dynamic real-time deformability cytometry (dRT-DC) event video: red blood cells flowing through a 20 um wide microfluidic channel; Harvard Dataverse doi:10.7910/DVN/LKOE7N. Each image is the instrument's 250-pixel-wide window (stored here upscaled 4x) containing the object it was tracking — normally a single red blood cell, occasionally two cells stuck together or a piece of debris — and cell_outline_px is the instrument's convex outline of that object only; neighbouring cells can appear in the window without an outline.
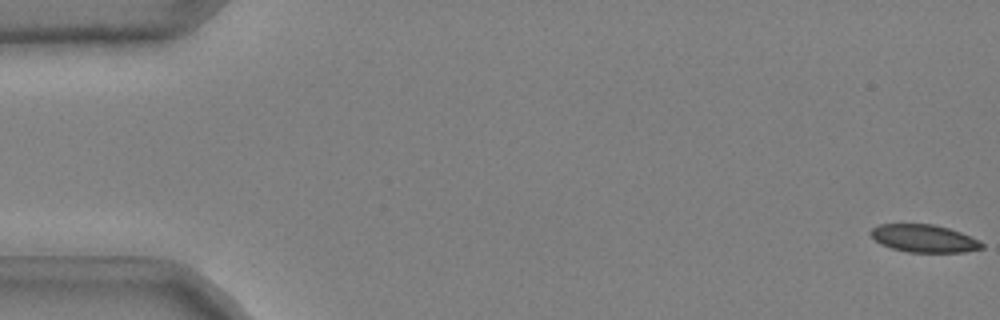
{"species": "common noctule bat (a hibernating species)", "species_latin": "Nyctalus noctula", "temperature_condition": "cold", "stored_images_in_passage": 52, "camera_frame_rate_fps": 3000, "um_per_image_px": 0.085, "animal": {"sex": "male", "body_mass_g": 20.4}, "frame": {"image": 1, "passage_image": 1, "time_ms": 0.0, "image_size_px": [1000, 320], "cell_outline_px": [[984, 248], [964, 252], [908, 252], [892, 248], [880, 244], [868, 232], [872, 228], [880, 224], [932, 224], [948, 228], [960, 232], [980, 240], [984, 244]], "centroid_in_image_um": [78.55, 20.27], "position_along_channel_um": 6.4, "area_um2": 17.92}}
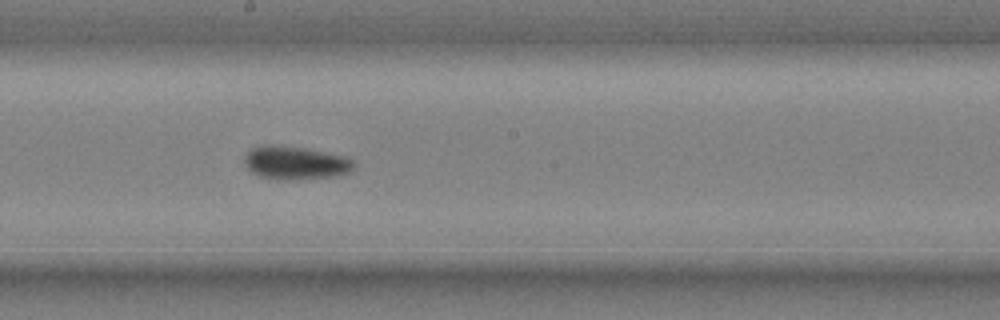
{"frame": {"image": 2, "passage_image": 30, "time_ms": 9.667, "image_size_px": [1000, 320], "cell_outline_px": [[356, 168], [352, 172], [336, 176], [296, 180], [276, 180], [260, 176], [252, 172], [244, 164], [244, 156], [252, 148], [260, 144], [272, 144], [308, 148], [348, 156], [356, 164]], "centroid_in_image_um": [25.15, 13.83], "position_along_channel_um": 223.0, "area_um2": 21.96}}
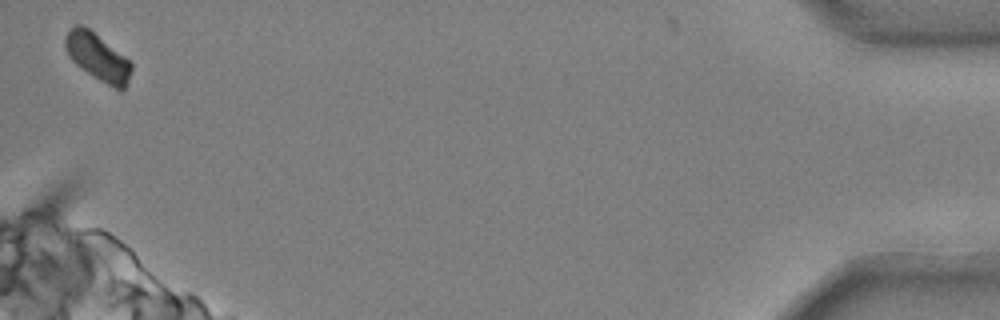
{"frame": {"image": 3, "passage_image": 52, "time_ms": 17.0, "image_size_px": [1000, 320], "cell_outline_px": [[132, 68], [128, 80], [124, 88], [120, 92], [80, 68], [68, 56], [64, 48], [64, 36], [68, 28], [76, 24], [84, 24], [124, 56], [132, 64]], "centroid_in_image_um": [8.24, 4.81], "position_along_channel_um": 427.0, "area_um2": 18.32}, "authors_computed_cell_mechanics": {"area_um2": 19.6231, "velocity_mm_per_s": 3.7075, "shape_relaxation_time_tau1_ms": 3.9868, "shape_relaxation_time_tau2_ms": 5.201, "deformation_change_tau1": 0.1076, "deformation_change_tau2": 0.0864}}